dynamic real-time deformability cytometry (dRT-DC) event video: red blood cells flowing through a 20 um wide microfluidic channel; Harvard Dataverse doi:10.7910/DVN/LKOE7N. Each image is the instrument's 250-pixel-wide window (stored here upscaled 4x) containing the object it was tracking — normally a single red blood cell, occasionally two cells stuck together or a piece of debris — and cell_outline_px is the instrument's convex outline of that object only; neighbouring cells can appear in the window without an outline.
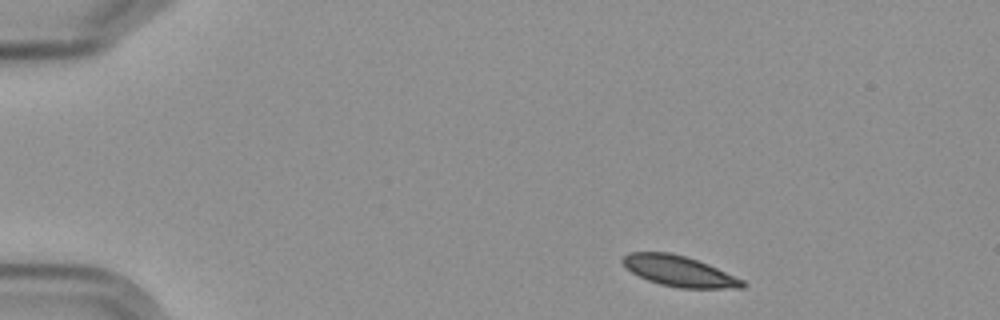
{"species": "Egyptian fruit bat (a non-hibernating species)", "species_latin": "Rousettus aegyptiacus", "temperature_condition": "cold", "stored_images_in_passage": 8, "camera_frame_rate_fps": 3000, "um_per_image_px": 0.085, "frame": {"image": 1, "passage_image": 1, "time_ms": 0.0, "image_size_px": [1000, 320], "cell_outline_px": [[748, 284], [744, 288], [680, 288], [660, 284], [648, 280], [632, 272], [620, 260], [628, 252], [668, 252], [684, 256], [708, 264], [744, 280]], "centroid_in_image_um": [57.75, 23.05], "position_along_channel_um": 27.3, "area_um2": 21.21}}
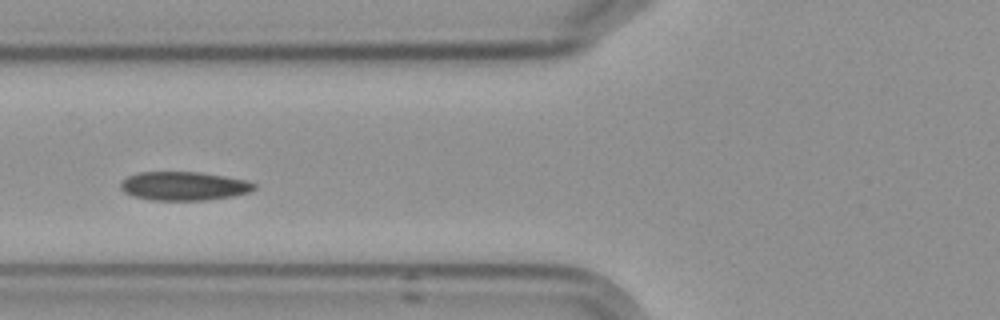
{"frame": {"image": 2, "passage_image": 5, "time_ms": 4.667, "image_size_px": [1000, 320], "cell_outline_px": [[256, 188], [248, 192], [232, 196], [208, 200], [152, 200], [132, 196], [124, 192], [120, 188], [120, 180], [136, 172], [196, 172], [224, 176], [248, 180], [256, 184]], "centroid_in_image_um": [15.59, 15.81], "position_along_channel_um": 110.2, "area_um2": 22.48}}
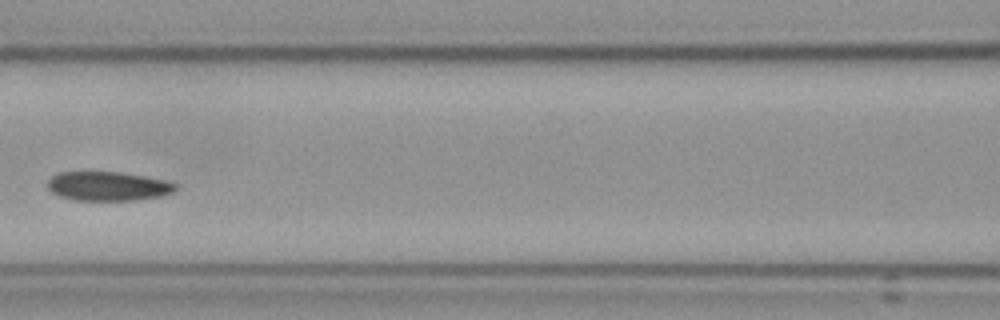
{"frame": {"image": 3, "passage_image": 6, "time_ms": 6.0, "image_size_px": [1000, 320], "cell_outline_px": [[176, 188], [172, 192], [160, 196], [136, 200], [76, 200], [60, 196], [52, 192], [48, 188], [48, 180], [52, 176], [60, 172], [120, 172], [168, 180], [176, 184]], "centroid_in_image_um": [9.19, 15.82], "position_along_channel_um": 157.4, "area_um2": 21.62}}